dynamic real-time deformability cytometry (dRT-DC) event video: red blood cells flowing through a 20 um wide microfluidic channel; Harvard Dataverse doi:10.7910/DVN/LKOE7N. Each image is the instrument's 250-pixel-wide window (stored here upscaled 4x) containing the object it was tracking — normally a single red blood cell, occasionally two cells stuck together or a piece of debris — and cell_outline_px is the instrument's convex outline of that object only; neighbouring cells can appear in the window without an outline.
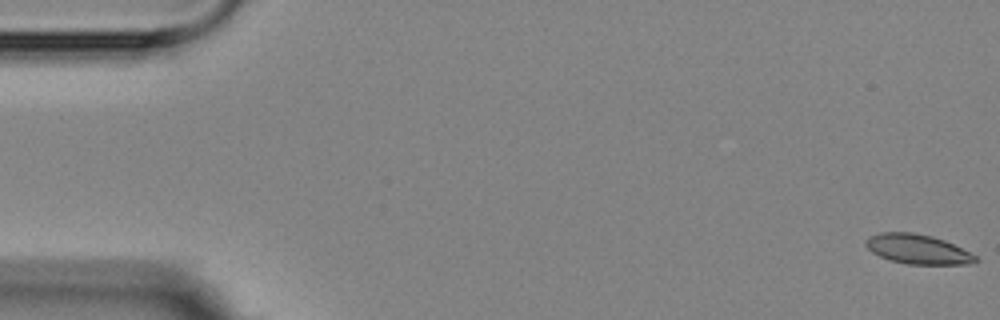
{"species": "Egyptian fruit bat (a non-hibernating species)", "species_latin": "Rousettus aegyptiacus", "temperature_condition": "room temperature", "stored_images_in_passage": 7, "camera_frame_rate_fps": 3000, "um_per_image_px": 0.085, "animal": {"sex": "female"}, "frame": {"image": 1, "passage_image": 1, "time_ms": 0.0, "image_size_px": [1000, 320], "cell_outline_px": [[980, 260], [968, 264], [908, 264], [892, 260], [880, 256], [872, 252], [864, 244], [864, 240], [880, 232], [912, 232], [932, 236], [944, 240], [976, 256]], "centroid_in_image_um": [77.98, 21.17], "position_along_channel_um": 7.0, "area_um2": 18.67}}
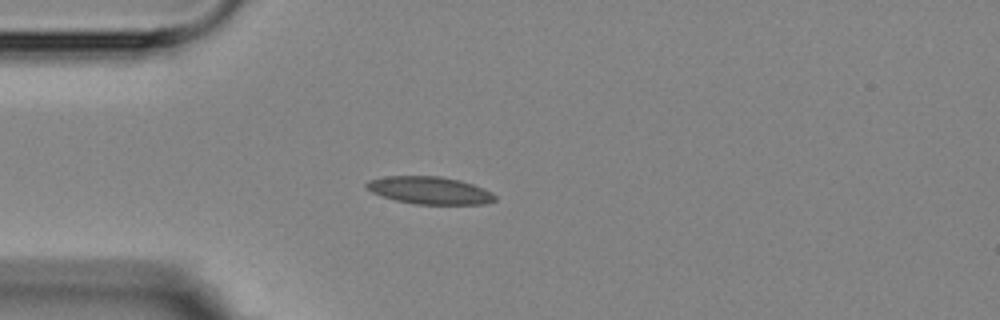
{"frame": {"image": 2, "passage_image": 5, "time_ms": 4.667, "image_size_px": [1000, 320], "cell_outline_px": [[496, 200], [484, 204], [416, 204], [396, 200], [372, 192], [364, 184], [368, 180], [384, 176], [440, 176], [460, 180], [484, 188], [492, 192], [496, 196]], "centroid_in_image_um": [36.54, 16.17], "position_along_channel_um": 48.5, "area_um2": 20.52}}